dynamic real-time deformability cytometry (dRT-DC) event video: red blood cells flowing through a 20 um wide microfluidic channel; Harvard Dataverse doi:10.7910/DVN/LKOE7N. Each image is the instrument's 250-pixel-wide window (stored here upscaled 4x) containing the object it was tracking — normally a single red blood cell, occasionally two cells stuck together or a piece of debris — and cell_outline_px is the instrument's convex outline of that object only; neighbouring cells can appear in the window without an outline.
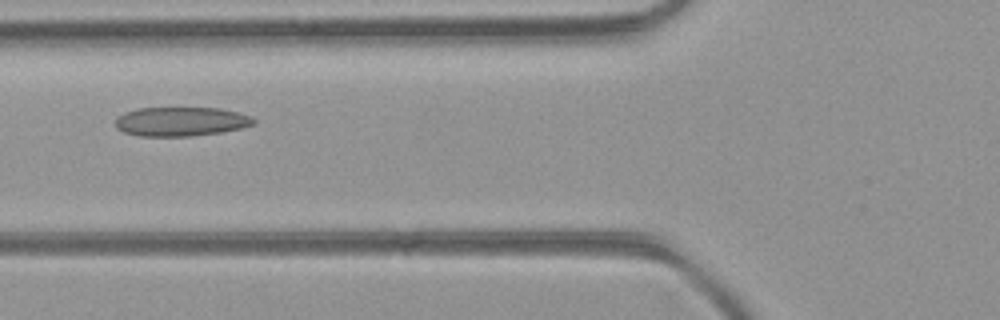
{"species": "common noctule bat (a hibernating species)", "species_latin": "Nyctalus noctula", "temperature_condition": "room temperature", "stored_images_in_passage": 2, "camera_frame_rate_fps": 3000, "um_per_image_px": 0.085, "animal": {"sex": "female", "body_mass_g": 21.9}, "frame": {"image": 1, "passage_image": 2, "time_ms": 0.333, "image_size_px": [1000, 320], "cell_outline_px": [[256, 124], [240, 128], [220, 132], [192, 136], [140, 136], [124, 132], [116, 128], [116, 120], [124, 112], [140, 108], [220, 108], [252, 116], [256, 120]], "centroid_in_image_um": [15.4, 10.33], "position_along_channel_um": 110.4, "area_um2": 23.41}}